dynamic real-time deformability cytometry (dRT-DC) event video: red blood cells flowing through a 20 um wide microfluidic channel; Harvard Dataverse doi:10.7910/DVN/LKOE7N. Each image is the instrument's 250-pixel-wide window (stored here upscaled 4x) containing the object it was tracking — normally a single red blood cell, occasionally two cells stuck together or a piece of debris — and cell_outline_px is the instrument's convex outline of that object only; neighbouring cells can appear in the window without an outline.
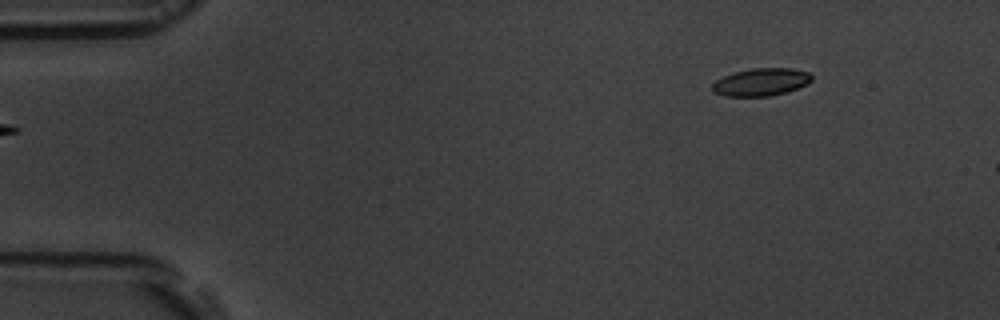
{"species": "common noctule bat (a hibernating species)", "species_latin": "Nyctalus noctula", "temperature_condition": "room temperature", "stored_images_in_passage": 5, "segment_of_instrument_passage": [2, 2], "camera_frame_rate_fps": 3000, "um_per_image_px": 0.085, "animal": {"sex": "male", "body_mass_g": 19.5, "forearm_length_mm": 54.6}, "frame": {"image": 1, "passage_image": 5, "time_ms": 5.333, "image_size_px": [1000, 320], "cell_outline_px": [[812, 80], [808, 84], [788, 92], [768, 96], [724, 96], [712, 92], [712, 84], [716, 80], [732, 72], [752, 68], [792, 68], [808, 72], [812, 76]], "centroid_in_image_um": [64.69, 6.97], "position_along_channel_um": 20.3, "area_um2": 16.18}}